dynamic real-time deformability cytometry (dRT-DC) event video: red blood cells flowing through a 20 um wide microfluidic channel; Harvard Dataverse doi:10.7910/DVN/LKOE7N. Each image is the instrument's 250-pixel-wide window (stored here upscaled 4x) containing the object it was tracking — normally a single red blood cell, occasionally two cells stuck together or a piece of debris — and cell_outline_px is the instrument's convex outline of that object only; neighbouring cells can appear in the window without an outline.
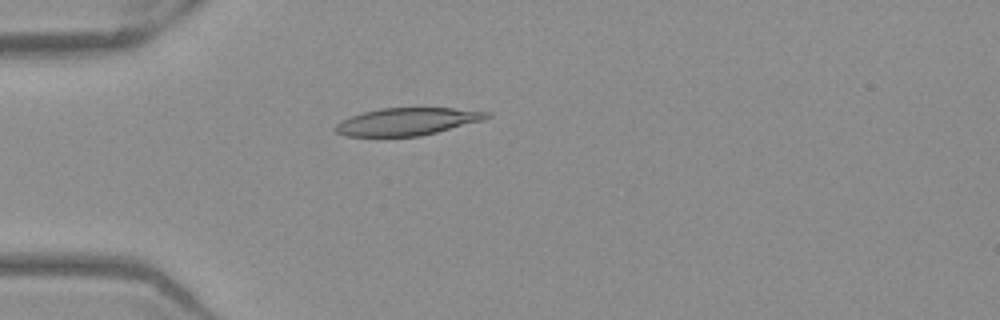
{"species": "Egyptian fruit bat (a non-hibernating species)", "species_latin": "Rousettus aegyptiacus", "temperature_condition": "warm", "stored_images_in_passage": 52, "camera_frame_rate_fps": 3000, "um_per_image_px": 0.085, "frame": {"image": 1, "passage_image": 15, "time_ms": 4.667, "image_size_px": [1000, 320], "cell_outline_px": [[492, 116], [484, 120], [420, 136], [344, 136], [336, 132], [332, 128], [336, 124], [352, 116], [364, 112], [380, 108], [452, 108], [492, 112]], "centroid_in_image_um": [34.64, 10.33], "position_along_channel_um": 50.4, "area_um2": 24.1}}
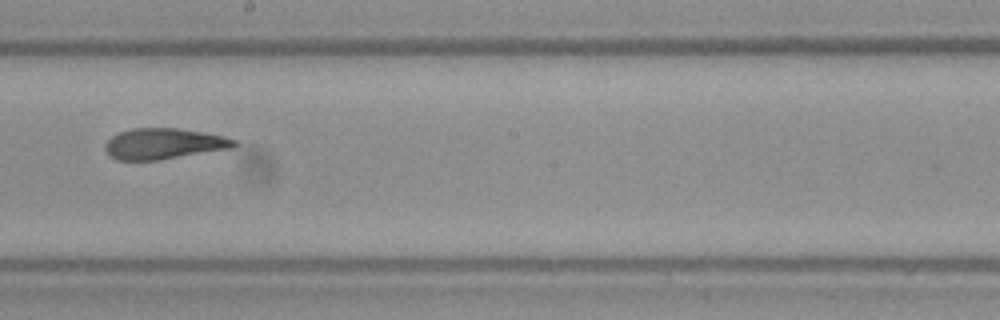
{"frame": {"image": 2, "passage_image": 30, "time_ms": 9.667, "image_size_px": [1000, 320], "cell_outline_px": [[240, 144], [236, 148], [160, 160], [116, 160], [108, 156], [104, 148], [104, 144], [112, 136], [120, 132], [132, 128], [176, 128], [224, 136], [236, 140]], "centroid_in_image_um": [13.95, 12.23], "position_along_channel_um": 234.3, "area_um2": 23.52}}
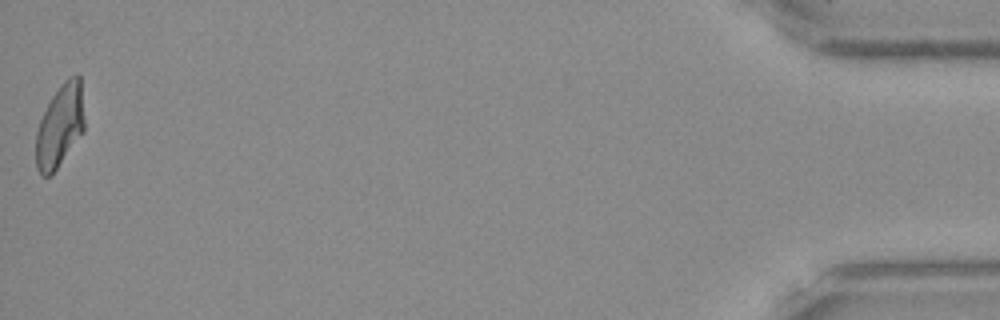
{"frame": {"image": 3, "passage_image": 52, "time_ms": 17.0, "image_size_px": [1000, 320], "cell_outline_px": [[84, 132], [52, 176], [40, 176], [36, 168], [36, 132], [40, 120], [52, 96], [60, 84], [68, 76], [80, 76], [84, 116]], "centroid_in_image_um": [5.09, 10.74], "position_along_channel_um": 430.1, "area_um2": 23.64}, "authors_computed_cell_mechanics": {"area_um2": 24.0737, "velocity_mm_per_s": 3.9389, "shape_relaxation_time_tau1_ms": 9.6409, "shape_relaxation_time_tau2_ms": 2.0069, "deformation_change_tau1": 0.2524, "deformation_change_tau2": 0.0891}}